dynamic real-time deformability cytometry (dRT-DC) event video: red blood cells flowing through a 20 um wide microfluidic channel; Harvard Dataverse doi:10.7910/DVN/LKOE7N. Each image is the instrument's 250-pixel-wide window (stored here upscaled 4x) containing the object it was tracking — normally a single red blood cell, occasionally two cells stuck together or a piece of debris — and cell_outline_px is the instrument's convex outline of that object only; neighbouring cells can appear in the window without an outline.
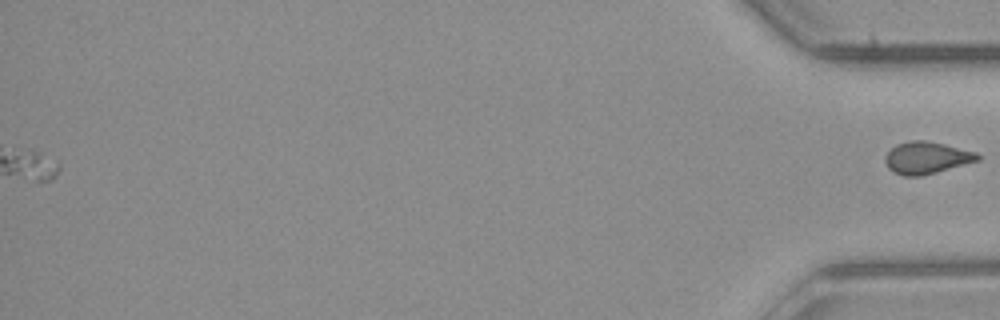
{"species": "common noctule bat (a hibernating species)", "species_latin": "Nyctalus noctula", "temperature_condition": "room temperature", "stored_images_in_passage": 46, "segment_of_instrument_passage": [2, 2], "camera_frame_rate_fps": 3000, "um_per_image_px": 0.085, "animal": {"sex": "male", "body_mass_g": 23.1, "forearm_length_mm": 52.7}, "frame": {"image": 1, "passage_image": 46, "time_ms": 15.0, "image_size_px": [1000, 320], "cell_outline_px": [[980, 160], [936, 172], [920, 176], [904, 176], [888, 168], [884, 160], [884, 156], [896, 144], [912, 140], [924, 140], [944, 144], [976, 152], [980, 156]], "centroid_in_image_um": [78.75, 13.4], "position_along_channel_um": 356.5, "area_um2": 17.11}}